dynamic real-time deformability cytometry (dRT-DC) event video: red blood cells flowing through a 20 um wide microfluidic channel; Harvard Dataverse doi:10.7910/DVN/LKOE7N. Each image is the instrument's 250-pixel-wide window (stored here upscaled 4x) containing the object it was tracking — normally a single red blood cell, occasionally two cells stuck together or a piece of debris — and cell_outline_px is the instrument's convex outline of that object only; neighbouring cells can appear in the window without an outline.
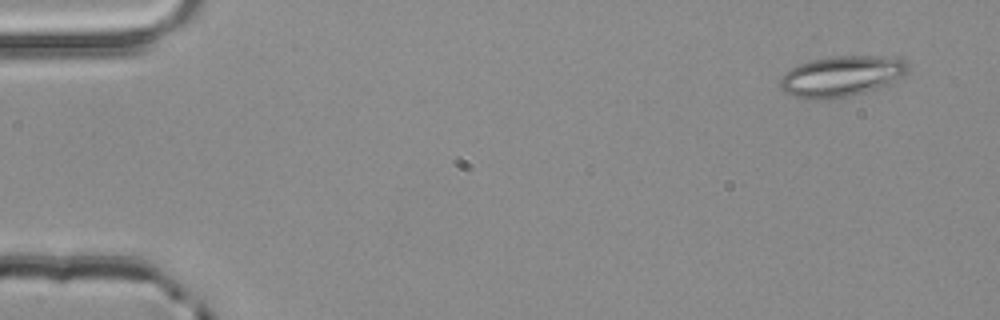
{"species": "common noctule bat (a hibernating species)", "species_latin": "Nyctalus noctula", "temperature_condition": "room temperature", "stored_images_in_passage": 3, "camera_frame_rate_fps": 3000, "um_per_image_px": 0.085, "animal": {"sex": "male", "body_mass_g": 20.4}, "frame": {"image": 1, "passage_image": 1, "time_ms": 0.0, "image_size_px": [1000, 320], "cell_outline_px": [[908, 72], [904, 76], [892, 84], [852, 96], [832, 100], [820, 100], [792, 96], [784, 92], [780, 88], [780, 76], [784, 72], [808, 60], [832, 56], [900, 56], [908, 60]], "centroid_in_image_um": [71.59, 6.48], "position_along_channel_um": 13.4, "area_um2": 31.27}}